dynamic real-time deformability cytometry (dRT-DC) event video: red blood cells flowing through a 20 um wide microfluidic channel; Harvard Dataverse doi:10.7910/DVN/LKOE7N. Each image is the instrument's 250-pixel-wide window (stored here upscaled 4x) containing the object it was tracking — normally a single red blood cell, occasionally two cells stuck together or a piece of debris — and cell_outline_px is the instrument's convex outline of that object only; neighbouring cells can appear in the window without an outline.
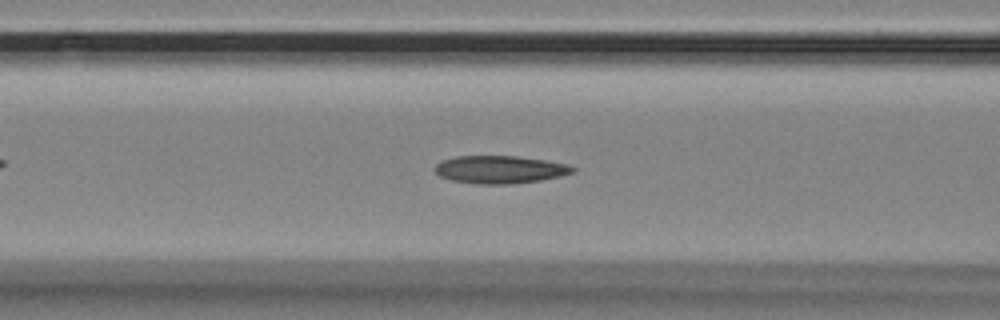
{"species": "Egyptian fruit bat (a non-hibernating species)", "species_latin": "Rousettus aegyptiacus", "temperature_condition": "room temperature", "stored_images_in_passage": 40, "camera_frame_rate_fps": 3000, "um_per_image_px": 0.085, "animal": {"sex": "female"}, "frame": {"image": 1, "passage_image": 14, "time_ms": 4.333, "image_size_px": [1000, 320], "cell_outline_px": [[576, 172], [560, 176], [540, 180], [512, 184], [476, 184], [452, 180], [440, 176], [436, 172], [436, 164], [444, 160], [456, 156], [516, 156], [544, 160], [564, 164], [576, 168]], "centroid_in_image_um": [42.51, 14.41], "position_along_channel_um": 124.1, "area_um2": 22.08}}
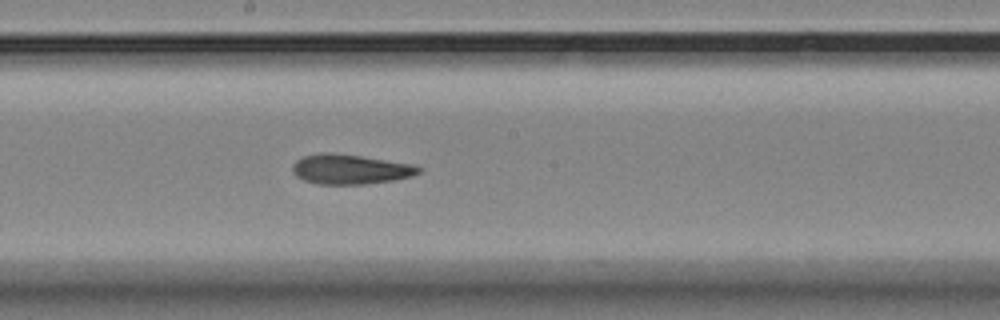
{"frame": {"image": 2, "passage_image": 22, "time_ms": 7.0, "image_size_px": [1000, 320], "cell_outline_px": [[420, 172], [412, 176], [396, 180], [364, 184], [316, 184], [304, 180], [296, 176], [292, 172], [292, 164], [296, 160], [304, 156], [320, 152], [328, 152], [360, 156], [412, 164], [420, 168]], "centroid_in_image_um": [29.73, 14.39], "position_along_channel_um": 218.5, "area_um2": 21.91}}
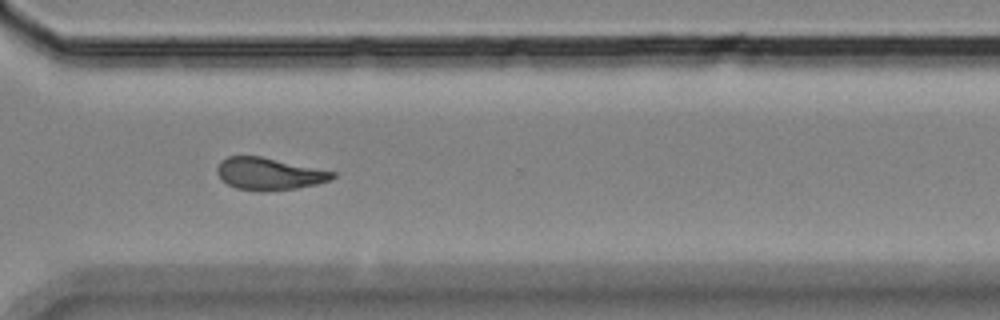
{"frame": {"image": 3, "passage_image": 33, "time_ms": 10.667, "image_size_px": [1000, 320], "cell_outline_px": [[336, 176], [332, 180], [316, 184], [296, 188], [264, 192], [260, 192], [236, 188], [228, 184], [216, 172], [216, 168], [220, 160], [228, 156], [260, 156], [336, 172]], "centroid_in_image_um": [22.87, 14.78], "position_along_channel_um": 347.7, "area_um2": 21.68}}